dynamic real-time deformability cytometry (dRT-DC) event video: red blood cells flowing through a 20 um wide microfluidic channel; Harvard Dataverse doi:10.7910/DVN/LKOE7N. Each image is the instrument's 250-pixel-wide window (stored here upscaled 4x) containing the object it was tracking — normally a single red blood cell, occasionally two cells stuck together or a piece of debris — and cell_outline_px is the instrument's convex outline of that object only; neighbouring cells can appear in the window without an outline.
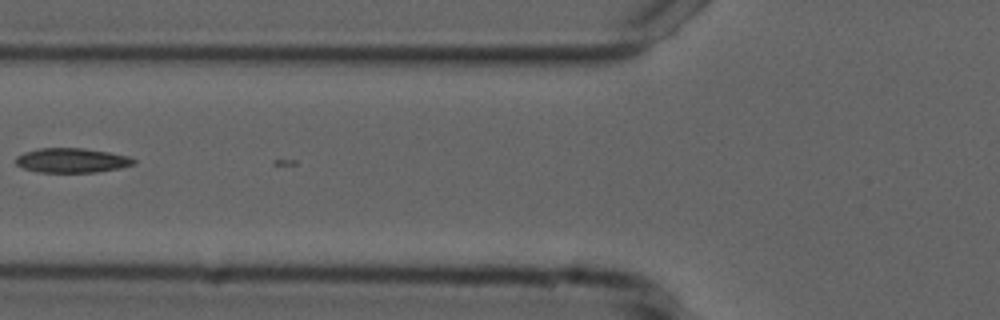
{"species": "common noctule bat (a hibernating species)", "species_latin": "Nyctalus noctula", "temperature_condition": "cold", "stored_images_in_passage": 7, "camera_frame_rate_fps": 3000, "um_per_image_px": 0.085, "animal": {"sex": "male", "forearm_length_mm": 52.5}, "frame": {"image": 1, "passage_image": 5, "time_ms": 1.333, "image_size_px": [1000, 320], "cell_outline_px": [[136, 164], [120, 168], [96, 172], [36, 172], [24, 168], [16, 164], [16, 156], [24, 152], [40, 148], [84, 148], [108, 152], [128, 156], [136, 160]], "centroid_in_image_um": [6.11, 13.63], "position_along_channel_um": 119.7, "area_um2": 16.88}}